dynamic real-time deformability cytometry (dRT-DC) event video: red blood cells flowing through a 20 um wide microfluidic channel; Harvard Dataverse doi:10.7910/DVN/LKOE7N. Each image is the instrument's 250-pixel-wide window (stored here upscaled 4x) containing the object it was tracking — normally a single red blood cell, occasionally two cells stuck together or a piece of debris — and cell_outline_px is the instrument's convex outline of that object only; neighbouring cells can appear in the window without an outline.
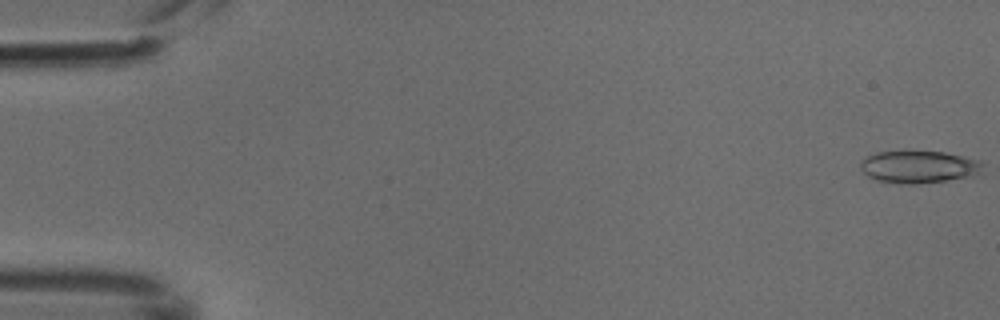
{"species": "common noctule bat (a hibernating species)", "species_latin": "Nyctalus noctula", "temperature_condition": "cold", "stored_images_in_passage": 5, "camera_frame_rate_fps": 3000, "um_per_image_px": 0.085, "animal": {"sex": "male", "body_mass_g": 18.8}, "frame": {"image": 1, "passage_image": 1, "time_ms": 0.0, "image_size_px": [1000, 320], "cell_outline_px": [[984, 164], [980, 172], [972, 176], [916, 184], [900, 184], [876, 180], [868, 176], [860, 168], [860, 160], [868, 156], [880, 152], [944, 152], [984, 160]], "centroid_in_image_um": [78.13, 14.19], "position_along_channel_um": 6.9, "area_um2": 22.95}}
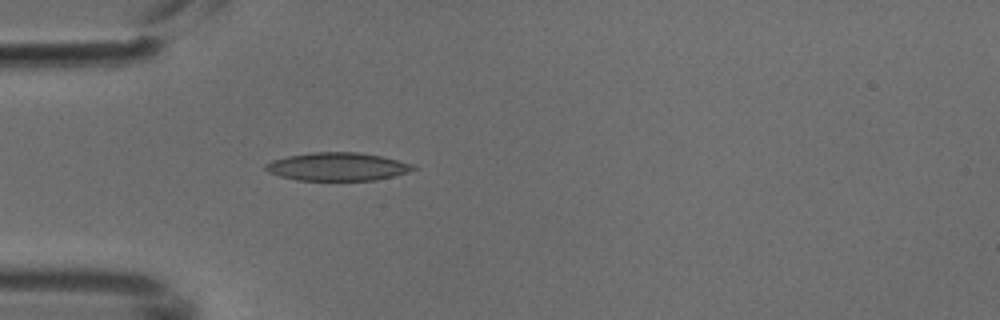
{"frame": {"image": 2, "passage_image": 5, "time_ms": 1.333, "image_size_px": [1000, 320], "cell_outline_px": [[416, 168], [408, 172], [376, 180], [296, 180], [280, 176], [268, 172], [264, 168], [264, 164], [272, 160], [288, 156], [312, 152], [360, 152], [380, 156], [416, 164]], "centroid_in_image_um": [28.68, 14.16], "position_along_channel_um": 56.3, "area_um2": 24.22}}